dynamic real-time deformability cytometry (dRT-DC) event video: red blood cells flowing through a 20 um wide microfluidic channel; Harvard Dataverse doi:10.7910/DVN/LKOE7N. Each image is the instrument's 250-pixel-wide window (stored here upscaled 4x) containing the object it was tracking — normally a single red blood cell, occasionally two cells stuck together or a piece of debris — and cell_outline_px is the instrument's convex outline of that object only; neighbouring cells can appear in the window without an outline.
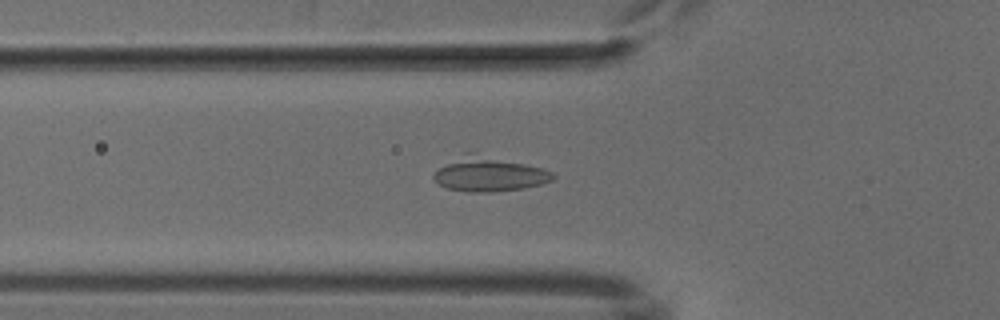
{"species": "common noctule bat (a hibernating species)", "species_latin": "Nyctalus noctula", "temperature_condition": "cold", "stored_images_in_passage": 53, "camera_frame_rate_fps": 3000, "um_per_image_px": 0.085, "animal": {"sex": "male", "body_mass_g": 18.8}, "frame": {"image": 1, "passage_image": 19, "time_ms": 6.0, "image_size_px": [1000, 320], "cell_outline_px": [[556, 176], [552, 180], [540, 184], [524, 188], [488, 192], [468, 192], [448, 188], [440, 184], [432, 176], [440, 168], [468, 152], [524, 164], [540, 168], [552, 172]], "centroid_in_image_um": [41.6, 14.83], "position_along_channel_um": 84.2, "area_um2": 23.0}}
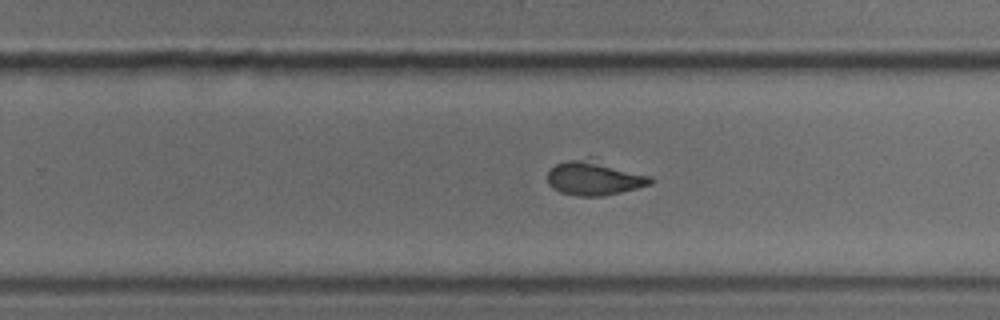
{"frame": {"image": 2, "passage_image": 34, "time_ms": 11.0, "image_size_px": [1000, 320], "cell_outline_px": [[652, 184], [604, 196], [576, 196], [560, 192], [552, 188], [548, 184], [548, 172], [556, 164], [568, 160], [588, 156], [652, 176]], "centroid_in_image_um": [50.52, 15.11], "position_along_channel_um": 279.3, "area_um2": 20.98}}
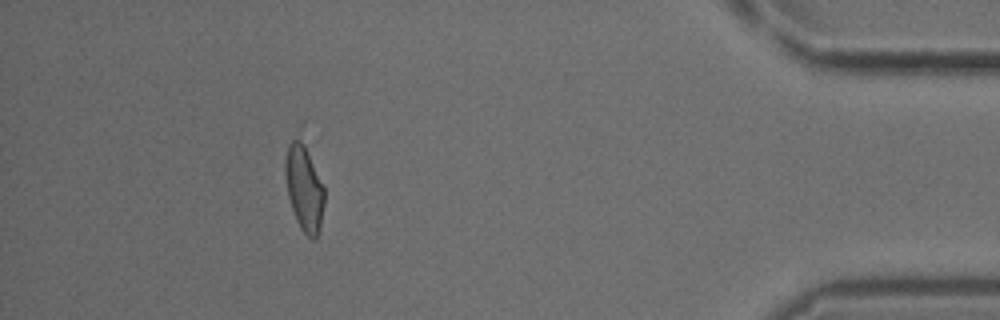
{"frame": {"image": 3, "passage_image": 48, "time_ms": 15.667, "image_size_px": [1000, 320], "cell_outline_px": [[324, 204], [320, 224], [316, 240], [312, 240], [300, 228], [296, 220], [288, 196], [284, 172], [284, 164], [288, 144], [292, 140], [300, 140], [304, 144], [324, 184]], "centroid_in_image_um": [25.85, 16.01], "position_along_channel_um": 409.3, "area_um2": 19.48}}